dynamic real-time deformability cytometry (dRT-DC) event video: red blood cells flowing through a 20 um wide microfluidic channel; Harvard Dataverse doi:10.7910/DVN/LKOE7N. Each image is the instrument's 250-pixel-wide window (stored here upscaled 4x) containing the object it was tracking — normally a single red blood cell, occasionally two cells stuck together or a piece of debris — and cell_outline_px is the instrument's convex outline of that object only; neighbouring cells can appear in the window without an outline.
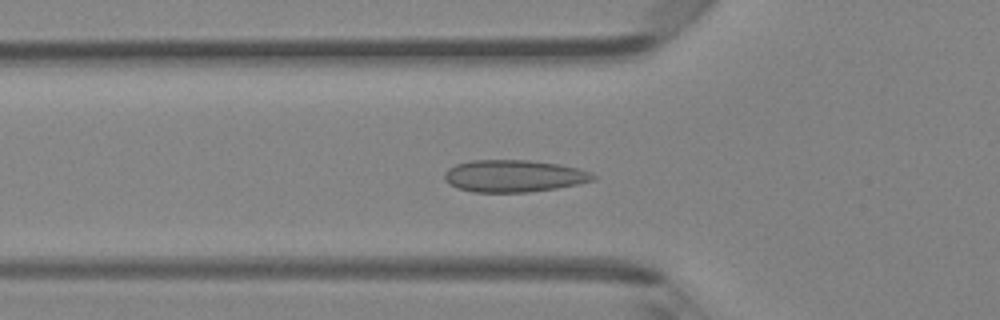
{"species": "Egyptian fruit bat (a non-hibernating species)", "species_latin": "Rousettus aegyptiacus", "temperature_condition": "room temperature", "stored_images_in_passage": 34, "camera_frame_rate_fps": 3000, "um_per_image_px": 0.085, "animal": {"sex": "female"}, "frame": {"image": 1, "passage_image": 3, "time_ms": 0.667, "image_size_px": [1000, 320], "cell_outline_px": [[596, 180], [580, 184], [556, 188], [528, 192], [472, 192], [456, 188], [448, 184], [444, 180], [444, 172], [448, 168], [456, 164], [472, 160], [528, 160], [556, 164], [576, 168], [588, 172], [596, 176]], "centroid_in_image_um": [43.63, 14.97], "position_along_channel_um": 82.2, "area_um2": 27.86}}
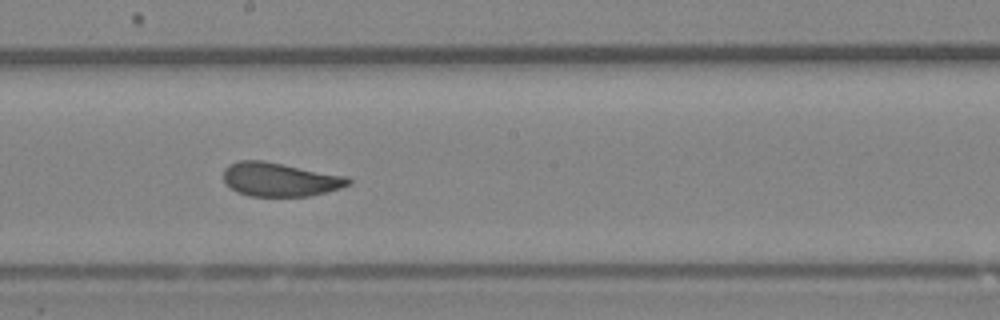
{"frame": {"image": 2, "passage_image": 13, "time_ms": 4.0, "image_size_px": [1000, 320], "cell_outline_px": [[352, 180], [348, 184], [340, 188], [308, 196], [248, 196], [236, 192], [224, 180], [224, 168], [228, 164], [240, 160], [264, 160], [348, 176]], "centroid_in_image_um": [23.78, 15.24], "position_along_channel_um": 224.4, "area_um2": 24.62}}
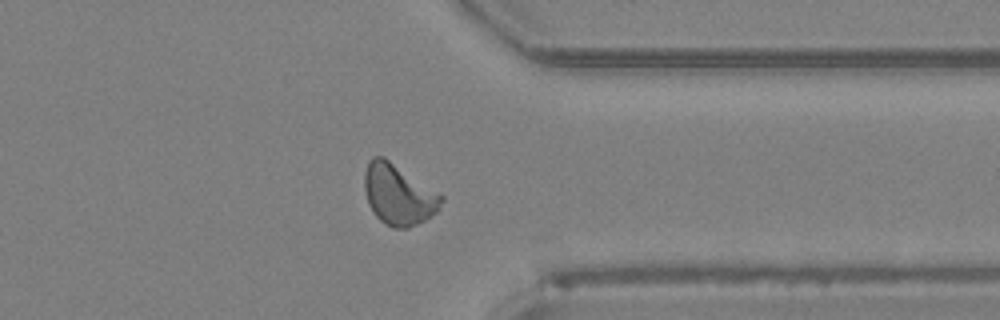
{"frame": {"image": 3, "passage_image": 24, "time_ms": 7.667, "image_size_px": [1000, 320], "cell_outline_px": [[444, 200], [436, 212], [424, 220], [408, 228], [392, 228], [384, 224], [372, 212], [368, 204], [364, 188], [364, 172], [372, 156], [384, 156], [444, 196]], "centroid_in_image_um": [33.85, 16.54], "position_along_channel_um": 377.5, "area_um2": 27.22}, "authors_computed_cell_mechanics": {"area_um2": 25.3164, "velocity_mm_per_s": 4.2851, "shape_relaxation_time_tau1_ms": 4.5671, "shape_relaxation_time_tau2_ms": 0.7225, "deformation_change_tau1": 0.1233, "deformation_change_tau2": 0.0364}}